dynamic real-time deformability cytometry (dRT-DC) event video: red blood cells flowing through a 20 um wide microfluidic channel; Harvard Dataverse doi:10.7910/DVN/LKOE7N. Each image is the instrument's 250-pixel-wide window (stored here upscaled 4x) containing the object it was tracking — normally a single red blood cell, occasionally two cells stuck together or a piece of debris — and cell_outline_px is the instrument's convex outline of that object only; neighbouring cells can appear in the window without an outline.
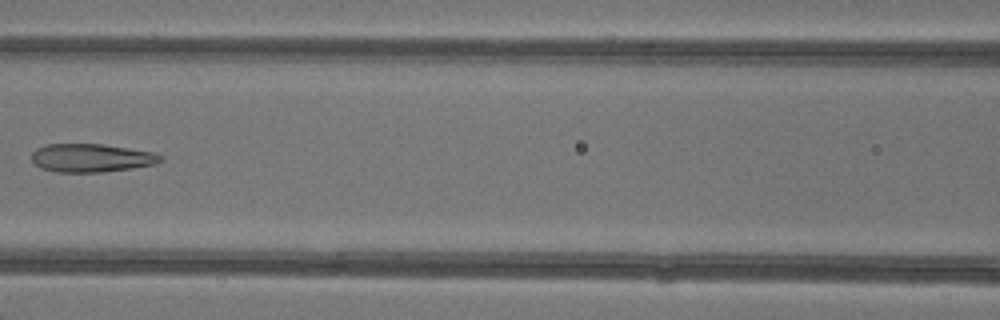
{"species": "common noctule bat (a hibernating species)", "species_latin": "Nyctalus noctula", "temperature_condition": "warm", "stored_images_in_passage": 4, "camera_frame_rate_fps": 3000, "um_per_image_px": 0.085, "animal": {"sex": "female"}, "frame": {"image": 1, "passage_image": 3, "time_ms": 2.333, "image_size_px": [1000, 320], "cell_outline_px": [[160, 160], [156, 164], [132, 168], [100, 172], [56, 172], [40, 168], [32, 160], [32, 152], [36, 148], [48, 144], [100, 144], [152, 152], [160, 156]], "centroid_in_image_um": [7.7, 13.43], "position_along_channel_um": 158.9, "area_um2": 20.98}}
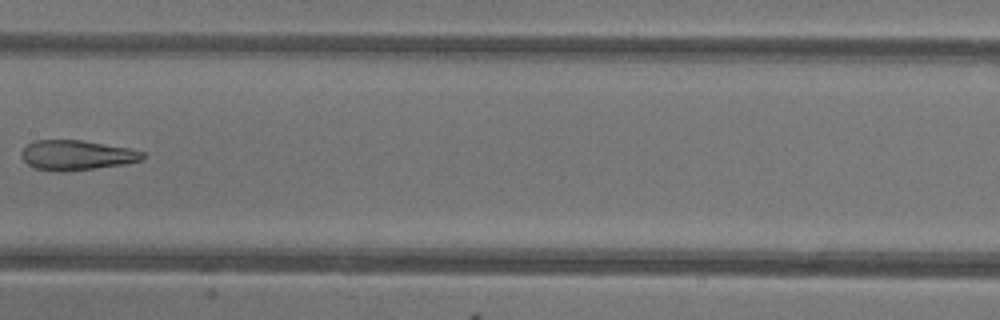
{"frame": {"image": 2, "passage_image": 4, "time_ms": 3.333, "image_size_px": [1000, 320], "cell_outline_px": [[148, 156], [144, 160], [124, 164], [60, 172], [32, 168], [20, 156], [20, 152], [28, 144], [36, 140], [80, 140], [128, 148], [144, 152]], "centroid_in_image_um": [6.52, 13.19], "position_along_channel_um": 200.9, "area_um2": 21.1}}